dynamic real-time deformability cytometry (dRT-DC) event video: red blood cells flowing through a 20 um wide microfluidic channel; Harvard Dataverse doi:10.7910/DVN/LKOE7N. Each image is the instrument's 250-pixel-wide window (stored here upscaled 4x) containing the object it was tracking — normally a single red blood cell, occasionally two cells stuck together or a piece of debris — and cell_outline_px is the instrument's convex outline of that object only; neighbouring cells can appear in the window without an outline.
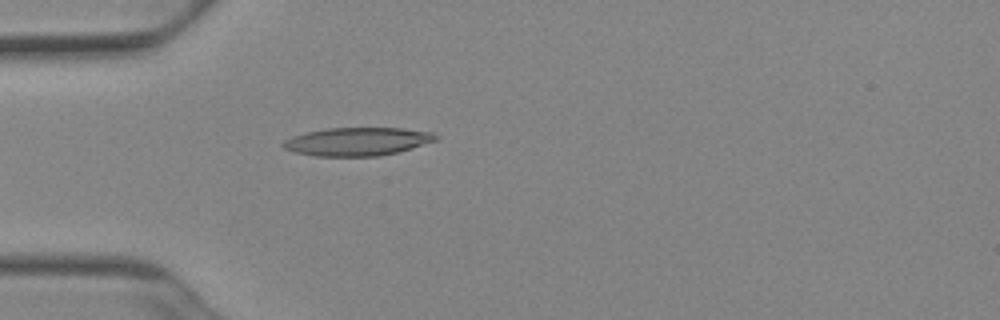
{"species": "Egyptian fruit bat (a non-hibernating species)", "species_latin": "Rousettus aegyptiacus", "temperature_condition": "cold", "stored_images_in_passage": 43, "camera_frame_rate_fps": 3000, "um_per_image_px": 0.085, "animal": {"sex": "female"}, "frame": {"image": 1, "passage_image": 7, "time_ms": 2.0, "image_size_px": [1000, 320], "cell_outline_px": [[440, 136], [436, 140], [400, 152], [380, 156], [316, 156], [296, 152], [284, 148], [280, 144], [284, 140], [292, 136], [324, 128], [400, 128], [432, 132]], "centroid_in_image_um": [30.39, 12.03], "position_along_channel_um": 54.6, "area_um2": 25.14}}
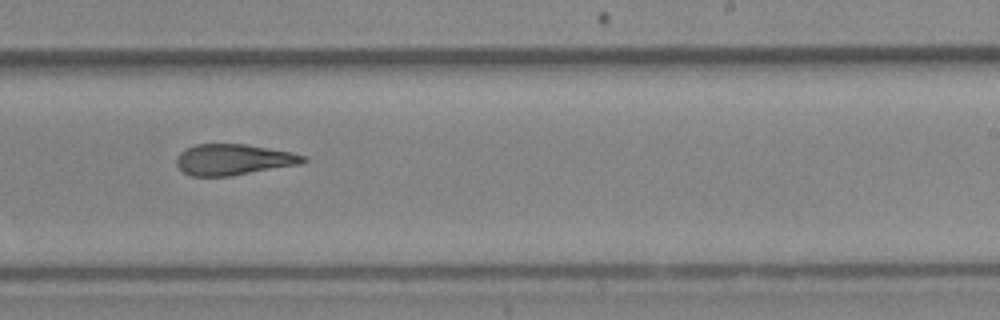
{"frame": {"image": 2, "passage_image": 24, "time_ms": 7.667, "image_size_px": [1000, 320], "cell_outline_px": [[308, 160], [300, 164], [228, 176], [192, 176], [184, 172], [176, 164], [176, 156], [184, 148], [196, 144], [244, 144], [292, 152], [308, 156]], "centroid_in_image_um": [19.83, 13.55], "position_along_channel_um": 269.2, "area_um2": 22.83}}
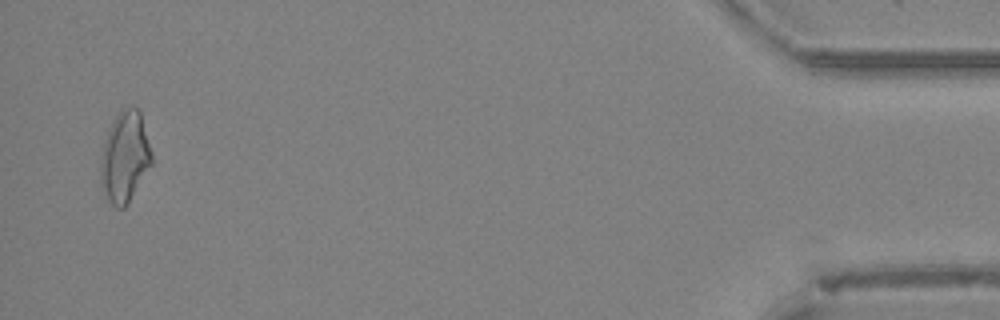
{"frame": {"image": 3, "passage_image": 42, "time_ms": 13.667, "image_size_px": [1000, 320], "cell_outline_px": [[152, 164], [128, 204], [124, 208], [116, 208], [108, 200], [100, 188], [100, 160], [104, 140], [108, 128], [116, 116], [120, 112], [128, 108], [136, 108], [140, 112], [152, 152]], "centroid_in_image_um": [10.59, 13.4], "position_along_channel_um": 424.6, "area_um2": 27.11}, "authors_computed_cell_mechanics": {"area_um2": 23.9292, "velocity_mm_per_s": 3.937, "shape_relaxation_time_tau1_ms": null, "shape_relaxation_time_tau2_ms": 3.4317, "deformation_change_tau1": null, "deformation_change_tau2": 0.1343}}